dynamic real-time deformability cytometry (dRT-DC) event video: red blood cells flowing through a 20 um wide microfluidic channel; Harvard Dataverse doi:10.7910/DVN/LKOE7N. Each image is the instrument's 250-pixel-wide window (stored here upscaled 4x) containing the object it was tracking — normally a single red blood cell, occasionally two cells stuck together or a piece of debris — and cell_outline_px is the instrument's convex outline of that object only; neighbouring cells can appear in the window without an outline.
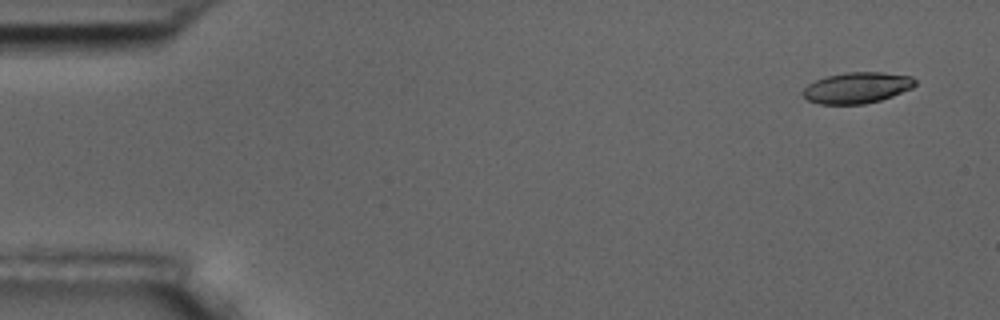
{"species": "common noctule bat (a hibernating species)", "species_latin": "Nyctalus noctula", "temperature_condition": "room temperature", "stored_images_in_passage": 5, "camera_frame_rate_fps": 3000, "um_per_image_px": 0.085, "animal": {"sex": "male", "body_mass_g": 17.5, "forearm_length_mm": 52.3}, "frame": {"image": 1, "passage_image": 1, "time_ms": 0.0, "image_size_px": [1000, 320], "cell_outline_px": [[916, 84], [912, 88], [892, 96], [880, 100], [864, 104], [820, 104], [808, 100], [800, 92], [808, 84], [816, 80], [828, 76], [844, 72], [884, 72], [912, 76], [916, 80]], "centroid_in_image_um": [72.85, 7.45], "position_along_channel_um": 12.1, "area_um2": 20.35}}
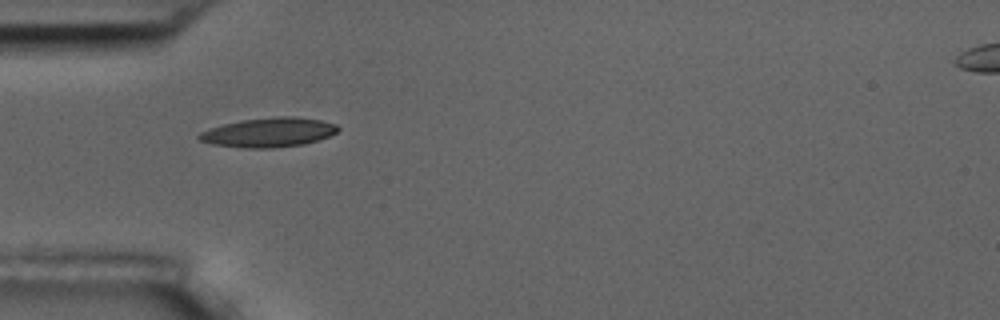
{"frame": {"image": 2, "passage_image": 4, "time_ms": 4.667, "image_size_px": [1000, 320], "cell_outline_px": [[340, 128], [336, 132], [328, 136], [304, 144], [272, 148], [244, 148], [212, 144], [200, 140], [196, 136], [200, 132], [224, 124], [240, 120], [276, 116], [292, 116], [320, 120], [336, 124]], "centroid_in_image_um": [22.83, 11.25], "position_along_channel_um": 62.2, "area_um2": 23.64}}